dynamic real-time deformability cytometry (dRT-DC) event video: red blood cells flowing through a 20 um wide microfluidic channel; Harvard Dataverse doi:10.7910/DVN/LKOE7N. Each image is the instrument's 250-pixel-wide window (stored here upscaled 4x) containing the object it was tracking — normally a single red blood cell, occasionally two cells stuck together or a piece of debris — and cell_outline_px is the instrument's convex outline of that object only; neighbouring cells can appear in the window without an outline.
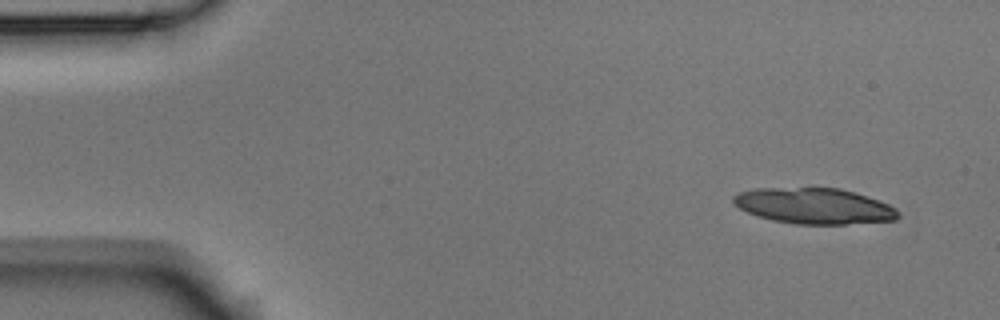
{"species": "Egyptian fruit bat (a non-hibernating species)", "species_latin": "Rousettus aegyptiacus", "temperature_condition": "room temperature", "stored_images_in_passage": 5, "segment_of_instrument_passage": [1, 2], "camera_frame_rate_fps": 3000, "um_per_image_px": 0.085, "animal": {"sex": "male"}, "frame": {"image": 1, "passage_image": 1, "time_ms": 0.0, "image_size_px": [1000, 320], "cell_outline_px": [[900, 216], [896, 220], [844, 224], [796, 224], [772, 220], [748, 212], [740, 208], [732, 200], [732, 196], [740, 192], [756, 188], [840, 188], [856, 192], [868, 196], [888, 204], [896, 208], [900, 212]], "centroid_in_image_um": [69.25, 17.5], "position_along_channel_um": 15.8, "area_um2": 34.33}}